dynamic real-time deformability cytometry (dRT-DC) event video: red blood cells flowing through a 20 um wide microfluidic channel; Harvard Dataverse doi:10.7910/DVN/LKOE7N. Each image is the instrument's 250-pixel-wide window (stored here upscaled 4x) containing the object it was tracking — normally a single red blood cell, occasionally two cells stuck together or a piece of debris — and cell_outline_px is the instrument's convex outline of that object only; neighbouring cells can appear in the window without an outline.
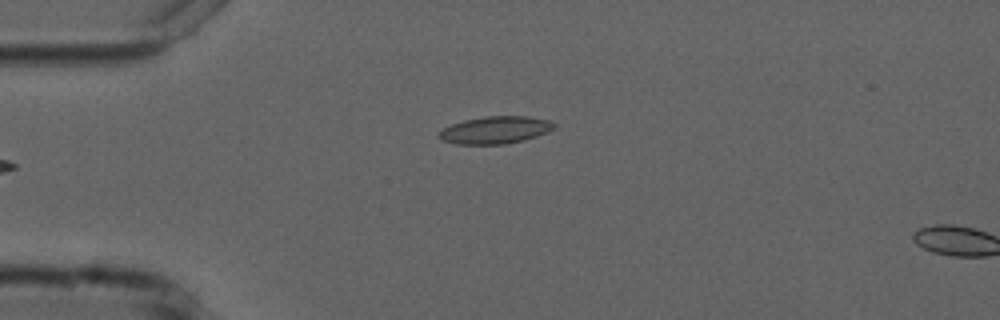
{"species": "common noctule bat (a hibernating species)", "species_latin": "Nyctalus noctula", "temperature_condition": "cold", "stored_images_in_passage": 5, "camera_frame_rate_fps": 3000, "um_per_image_px": 0.085, "animal": {"sex": "male", "forearm_length_mm": 52.5}, "frame": {"image": 1, "passage_image": 5, "time_ms": 5.0, "image_size_px": [1000, 320], "cell_outline_px": [[556, 128], [548, 132], [524, 140], [504, 144], [456, 144], [440, 140], [436, 136], [444, 128], [452, 124], [464, 120], [484, 116], [528, 116], [548, 120], [556, 124]], "centroid_in_image_um": [42.1, 11.05], "position_along_channel_um": 42.9, "area_um2": 18.44}}